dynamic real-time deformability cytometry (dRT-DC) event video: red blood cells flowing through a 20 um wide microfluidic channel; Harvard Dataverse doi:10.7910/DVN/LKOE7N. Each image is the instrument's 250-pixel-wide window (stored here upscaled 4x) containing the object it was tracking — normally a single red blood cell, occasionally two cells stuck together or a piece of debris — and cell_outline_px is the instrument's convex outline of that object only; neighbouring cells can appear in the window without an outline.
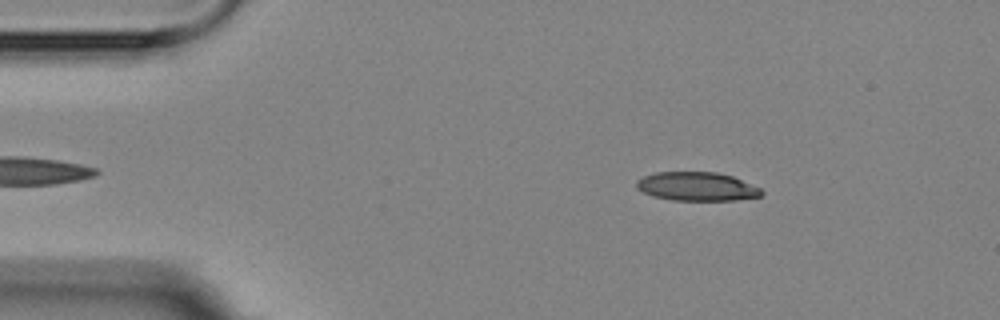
{"species": "Egyptian fruit bat (a non-hibernating species)", "species_latin": "Rousettus aegyptiacus", "temperature_condition": "room temperature", "stored_images_in_passage": 4, "camera_frame_rate_fps": 3000, "um_per_image_px": 0.085, "animal": {"sex": "female"}, "frame": {"image": 1, "passage_image": 1, "time_ms": 0.0, "image_size_px": [1000, 320], "cell_outline_px": [[764, 192], [760, 196], [736, 200], [672, 200], [652, 196], [636, 188], [636, 180], [644, 176], [656, 172], [716, 172], [732, 176], [760, 188]], "centroid_in_image_um": [59.21, 15.85], "position_along_channel_um": 25.8, "area_um2": 20.87}}
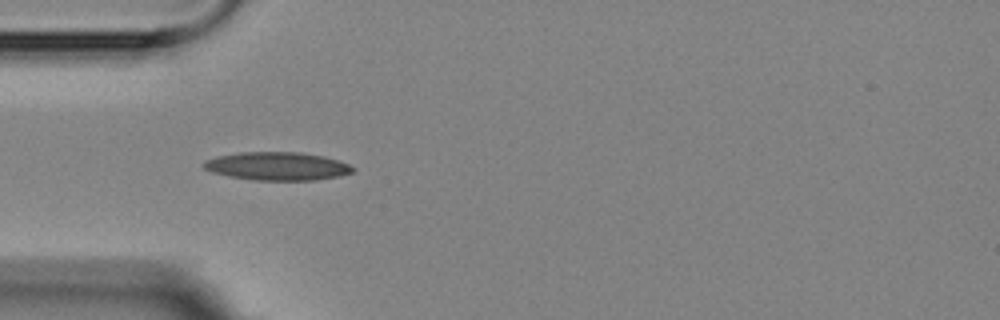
{"frame": {"image": 2, "passage_image": 3, "time_ms": 2.667, "image_size_px": [1000, 320], "cell_outline_px": [[356, 168], [352, 172], [340, 176], [316, 180], [252, 180], [228, 176], [212, 172], [204, 168], [200, 164], [204, 160], [216, 156], [240, 152], [300, 152], [324, 156], [340, 160]], "centroid_in_image_um": [23.55, 14.12], "position_along_channel_um": 61.4, "area_um2": 24.8}}
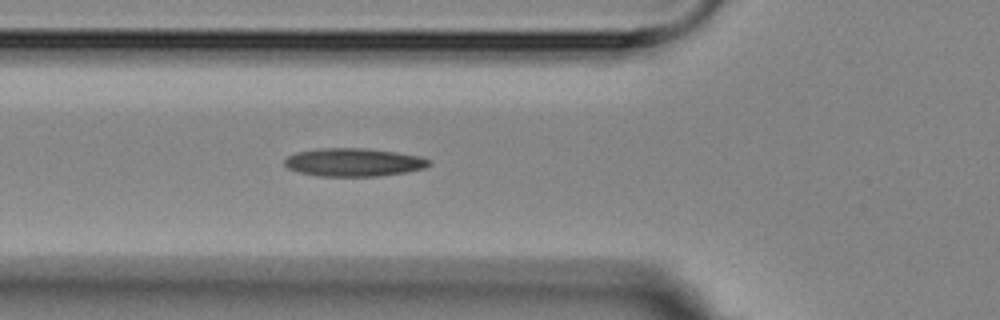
{"frame": {"image": 3, "passage_image": 4, "time_ms": 3.667, "image_size_px": [1000, 320], "cell_outline_px": [[432, 164], [424, 168], [408, 172], [380, 176], [320, 176], [300, 172], [288, 168], [284, 164], [284, 160], [288, 156], [296, 152], [324, 148], [364, 148], [396, 152], [420, 156], [432, 160]], "centroid_in_image_um": [30.11, 13.79], "position_along_channel_um": 95.7, "area_um2": 23.76}}